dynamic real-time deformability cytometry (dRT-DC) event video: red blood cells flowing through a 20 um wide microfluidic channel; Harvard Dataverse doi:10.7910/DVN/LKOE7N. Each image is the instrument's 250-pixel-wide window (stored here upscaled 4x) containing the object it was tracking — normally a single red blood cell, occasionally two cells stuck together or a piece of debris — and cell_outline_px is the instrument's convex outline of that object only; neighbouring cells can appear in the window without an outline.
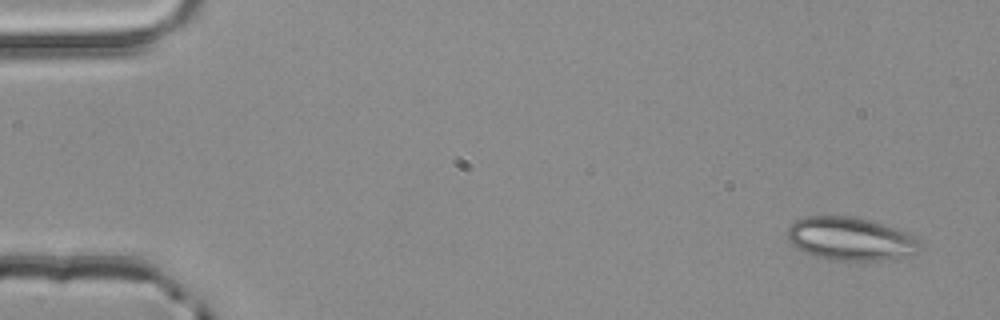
{"species": "common noctule bat (a hibernating species)", "species_latin": "Nyctalus noctula", "temperature_condition": "room temperature", "stored_images_in_passage": 3, "camera_frame_rate_fps": 3000, "um_per_image_px": 0.085, "animal": {"sex": "male", "body_mass_g": 20.4}, "frame": {"image": 1, "passage_image": 1, "time_ms": 0.0, "image_size_px": [1000, 320], "cell_outline_px": [[920, 248], [912, 256], [880, 260], [828, 260], [804, 252], [792, 244], [788, 240], [788, 228], [796, 220], [804, 216], [852, 216], [868, 220], [904, 232], [920, 240]], "centroid_in_image_um": [72.27, 20.31], "position_along_channel_um": 12.7, "area_um2": 33.06}}